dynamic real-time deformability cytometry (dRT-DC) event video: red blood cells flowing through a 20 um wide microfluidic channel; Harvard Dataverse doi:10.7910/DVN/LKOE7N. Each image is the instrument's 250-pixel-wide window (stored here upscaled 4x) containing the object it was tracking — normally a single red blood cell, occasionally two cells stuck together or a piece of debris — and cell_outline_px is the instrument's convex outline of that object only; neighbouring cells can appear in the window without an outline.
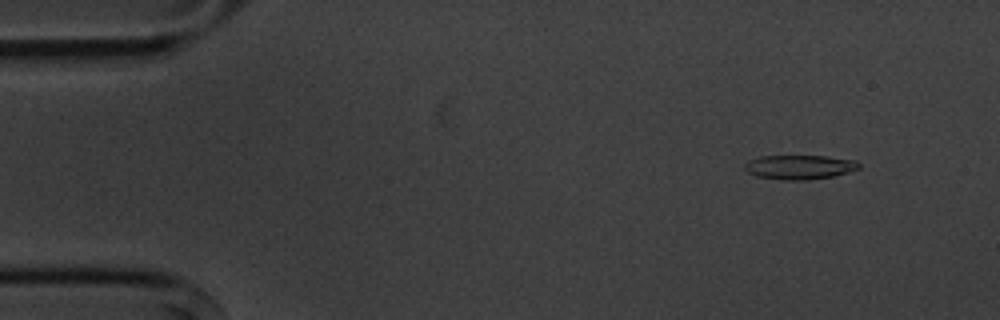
{"species": "common noctule bat (a hibernating species)", "species_latin": "Nyctalus noctula", "temperature_condition": "cold", "stored_images_in_passage": 5, "camera_frame_rate_fps": 3000, "um_per_image_px": 0.085, "animal": {"sex": "male", "body_mass_g": 20.1, "forearm_length_mm": 53.5}, "frame": {"image": 1, "passage_image": 2, "time_ms": 1.0, "image_size_px": [1000, 320], "cell_outline_px": [[860, 168], [848, 172], [832, 176], [804, 180], [780, 180], [756, 176], [748, 172], [744, 168], [744, 164], [748, 160], [760, 156], [824, 156], [856, 160], [860, 164]], "centroid_in_image_um": [67.93, 14.2], "position_along_channel_um": 17.1, "area_um2": 16.18}}